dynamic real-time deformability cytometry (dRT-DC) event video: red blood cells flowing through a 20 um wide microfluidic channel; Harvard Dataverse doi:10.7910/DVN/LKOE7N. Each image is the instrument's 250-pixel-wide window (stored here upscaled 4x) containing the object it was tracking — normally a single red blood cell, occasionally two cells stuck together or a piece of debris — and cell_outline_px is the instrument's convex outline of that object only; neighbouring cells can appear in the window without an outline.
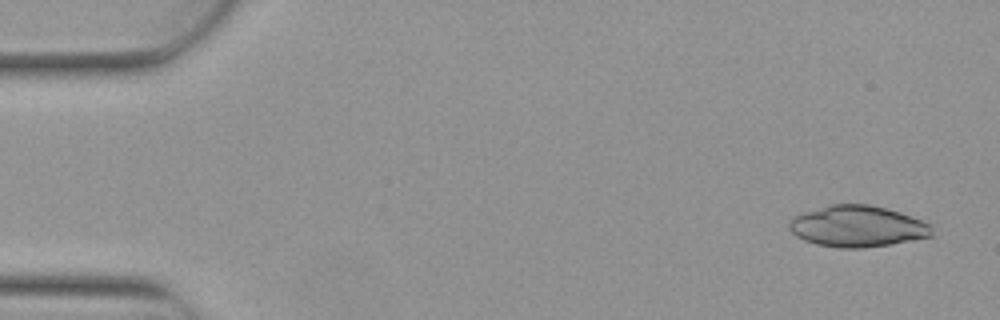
{"species": "Egyptian fruit bat (a non-hibernating species)", "species_latin": "Rousettus aegyptiacus", "temperature_condition": "warm", "stored_images_in_passage": 5, "camera_frame_rate_fps": 3000, "um_per_image_px": 0.085, "animal": {"sex": "female"}, "frame": {"image": 1, "passage_image": 1, "time_ms": 0.0, "image_size_px": [1000, 320], "cell_outline_px": [[932, 236], [892, 244], [864, 248], [840, 248], [816, 244], [804, 240], [796, 236], [788, 228], [788, 224], [796, 216], [804, 212], [832, 204], [872, 204], [900, 212], [932, 224]], "centroid_in_image_um": [72.91, 19.24], "position_along_channel_um": 12.1, "area_um2": 34.33}}